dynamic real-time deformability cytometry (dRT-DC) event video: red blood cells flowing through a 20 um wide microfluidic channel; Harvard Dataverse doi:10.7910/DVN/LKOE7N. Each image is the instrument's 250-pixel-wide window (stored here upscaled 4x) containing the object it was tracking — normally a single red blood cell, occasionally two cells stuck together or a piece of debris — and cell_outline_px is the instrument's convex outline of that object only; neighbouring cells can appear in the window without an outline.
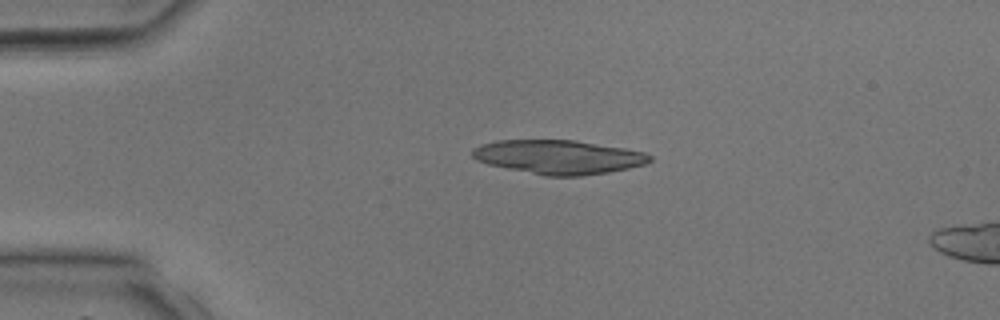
{"species": "common noctule bat (a hibernating species)", "species_latin": "Nyctalus noctula", "temperature_condition": "room temperature", "stored_images_in_passage": 2, "camera_frame_rate_fps": 3000, "um_per_image_px": 0.085, "animal": {"sex": "male", "body_mass_g": 17.9, "forearm_length_mm": 54.2}, "frame": {"image": 1, "passage_image": 2, "time_ms": 2.667, "image_size_px": [1000, 320], "cell_outline_px": [[652, 160], [644, 164], [628, 168], [608, 172], [580, 176], [544, 176], [488, 164], [476, 160], [472, 156], [472, 148], [480, 144], [496, 140], [576, 140], [628, 148], [644, 152], [652, 156]], "centroid_in_image_um": [47.47, 13.34], "position_along_channel_um": 37.5, "area_um2": 35.37}}